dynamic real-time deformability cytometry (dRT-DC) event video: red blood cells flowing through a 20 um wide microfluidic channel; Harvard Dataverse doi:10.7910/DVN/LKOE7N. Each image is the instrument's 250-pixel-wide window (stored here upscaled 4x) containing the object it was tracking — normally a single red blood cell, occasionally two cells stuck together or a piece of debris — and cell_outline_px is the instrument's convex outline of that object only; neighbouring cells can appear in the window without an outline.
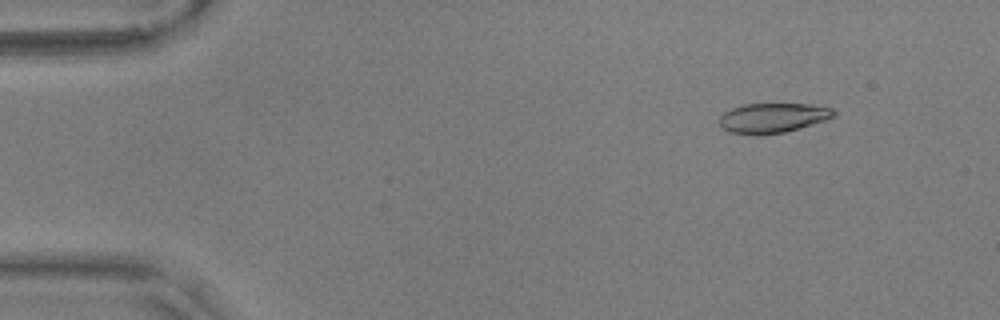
{"species": "common noctule bat (a hibernating species)", "species_latin": "Nyctalus noctula", "temperature_condition": "warm", "stored_images_in_passage": 56, "camera_frame_rate_fps": 3000, "um_per_image_px": 0.085, "animal": {"sex": "male", "body_mass_g": 17.9, "forearm_length_mm": 54.2}, "frame": {"image": 1, "passage_image": 7, "time_ms": 2.0, "image_size_px": [1000, 320], "cell_outline_px": [[836, 116], [824, 120], [784, 132], [728, 132], [720, 124], [720, 116], [724, 112], [732, 108], [744, 104], [808, 104], [832, 108], [836, 112]], "centroid_in_image_um": [65.72, 9.97], "position_along_channel_um": 19.3, "area_um2": 18.96}}
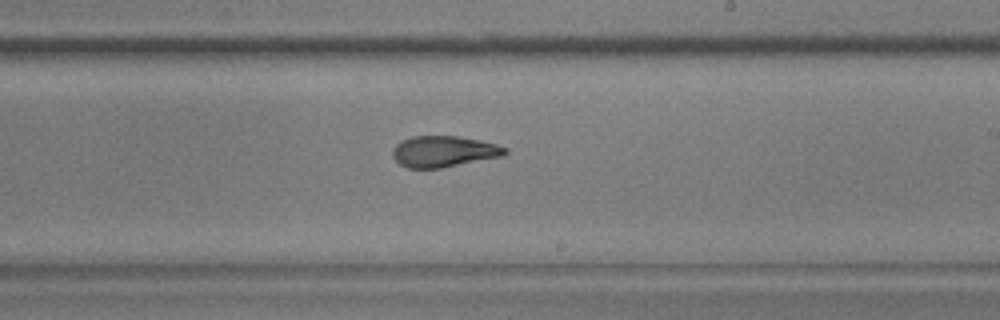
{"frame": {"image": 2, "passage_image": 34, "time_ms": 11.0, "image_size_px": [1000, 320], "cell_outline_px": [[508, 152], [504, 156], [440, 168], [408, 168], [400, 164], [392, 156], [392, 152], [396, 144], [412, 136], [456, 136], [480, 140], [496, 144], [508, 148]], "centroid_in_image_um": [37.75, 12.87], "position_along_channel_um": 251.3, "area_um2": 20.35}}
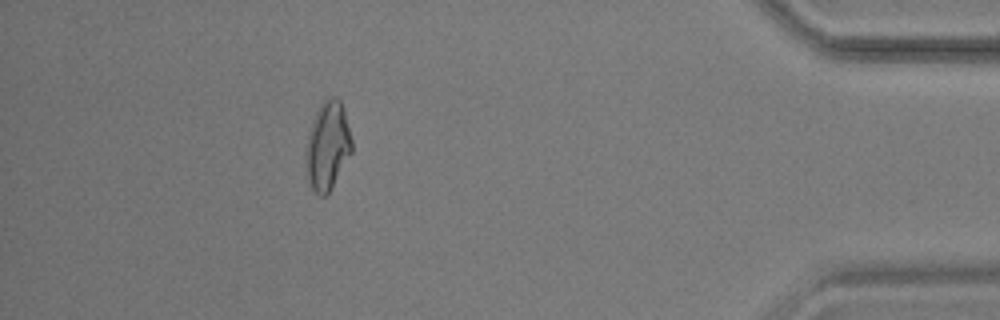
{"frame": {"image": 3, "passage_image": 51, "time_ms": 16.667, "image_size_px": [1000, 320], "cell_outline_px": [[352, 152], [328, 192], [324, 196], [320, 196], [312, 192], [308, 180], [304, 160], [304, 148], [312, 120], [320, 104], [328, 96], [336, 96], [340, 100], [344, 112], [352, 140]], "centroid_in_image_um": [27.8, 12.39], "position_along_channel_um": 407.4, "area_um2": 23.87}, "authors_computed_cell_mechanics": {"area_um2": 20.5479, "velocity_mm_per_s": 3.6072, "shape_relaxation_time_tau1_ms": 9.7036, "shape_relaxation_time_tau2_ms": 1.88, "deformation_change_tau1": 0.2916, "deformation_change_tau2": 0.0973}}